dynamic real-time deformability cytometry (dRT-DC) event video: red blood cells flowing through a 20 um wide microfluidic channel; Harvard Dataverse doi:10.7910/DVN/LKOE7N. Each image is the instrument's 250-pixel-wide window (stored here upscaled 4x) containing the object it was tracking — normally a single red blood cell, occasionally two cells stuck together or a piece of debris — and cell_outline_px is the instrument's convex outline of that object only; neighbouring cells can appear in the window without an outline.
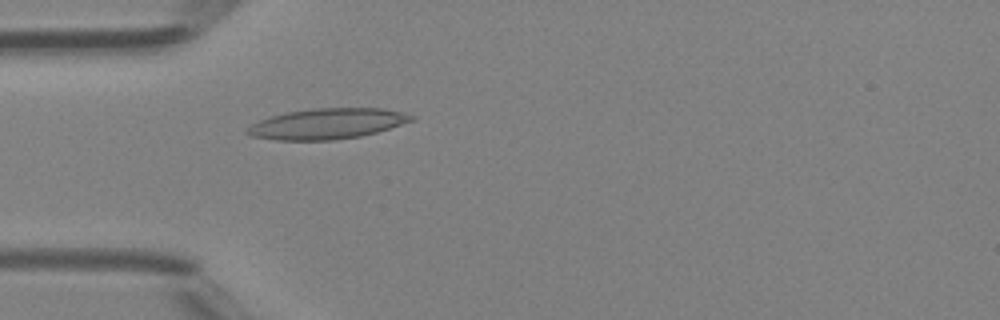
{"species": "Egyptian fruit bat (a non-hibernating species)", "species_latin": "Rousettus aegyptiacus", "temperature_condition": "room temperature", "stored_images_in_passage": 47, "camera_frame_rate_fps": 3000, "um_per_image_px": 0.085, "animal": {"sex": "female"}, "frame": {"image": 1, "passage_image": 14, "time_ms": 4.333, "image_size_px": [1000, 320], "cell_outline_px": [[416, 120], [376, 132], [360, 136], [332, 140], [276, 140], [252, 136], [244, 132], [252, 124], [260, 120], [272, 116], [288, 112], [312, 108], [384, 108], [404, 112], [416, 116]], "centroid_in_image_um": [27.86, 10.51], "position_along_channel_um": 57.1, "area_um2": 29.25}}
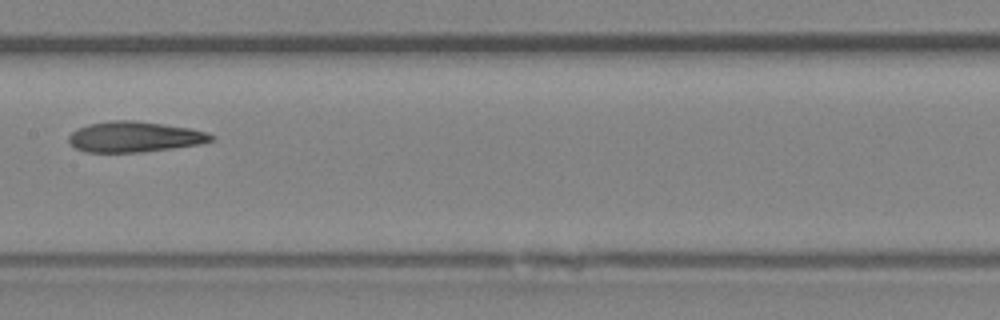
{"frame": {"image": 2, "passage_image": 24, "time_ms": 7.667, "image_size_px": [1000, 320], "cell_outline_px": [[216, 136], [212, 140], [200, 144], [172, 148], [140, 152], [84, 152], [68, 144], [68, 136], [72, 132], [88, 124], [112, 120], [132, 120], [164, 124], [192, 128], [208, 132]], "centroid_in_image_um": [11.44, 11.63], "position_along_channel_um": 196.0, "area_um2": 25.49}}
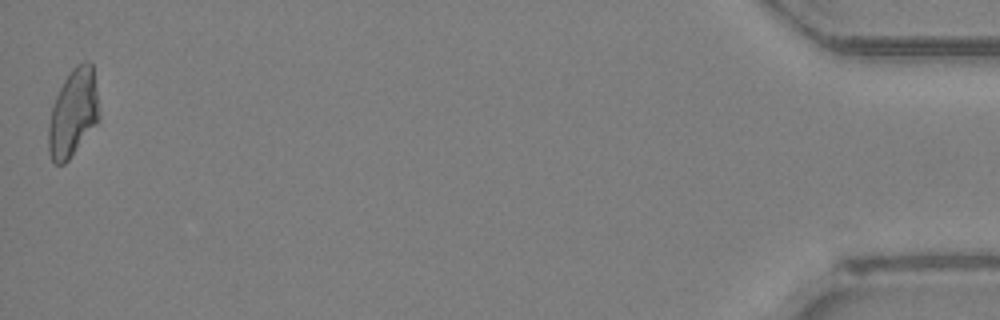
{"frame": {"image": 3, "passage_image": 47, "time_ms": 15.333, "image_size_px": [1000, 320], "cell_outline_px": [[100, 120], [68, 160], [64, 164], [52, 164], [48, 148], [48, 124], [52, 108], [56, 96], [64, 80], [72, 68], [76, 64], [84, 60], [88, 60], [92, 64], [100, 116]], "centroid_in_image_um": [6.21, 9.61], "position_along_channel_um": 429.0, "area_um2": 25.89}, "authors_computed_cell_mechanics": {"area_um2": 26.1256, "velocity_mm_per_s": 4.3046, "shape_relaxation_time_tau1_ms": 4.9509, "shape_relaxation_time_tau2_ms": 3.9581, "deformation_change_tau1": 0.1441, "deformation_change_tau2": 0.124}}